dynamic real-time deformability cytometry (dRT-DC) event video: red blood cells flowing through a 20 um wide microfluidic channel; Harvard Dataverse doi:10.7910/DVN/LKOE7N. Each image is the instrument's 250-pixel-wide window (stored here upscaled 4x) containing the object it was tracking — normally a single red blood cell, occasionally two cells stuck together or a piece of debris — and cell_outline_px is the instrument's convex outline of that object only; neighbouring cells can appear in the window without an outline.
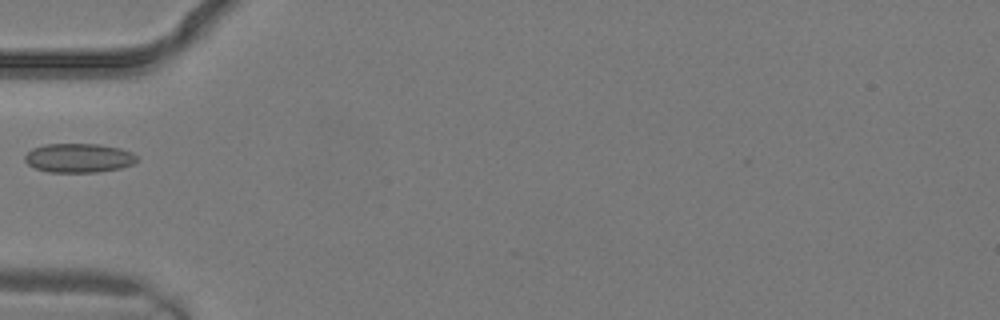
{"species": "common noctule bat (a hibernating species)", "species_latin": "Nyctalus noctula", "temperature_condition": "warm", "stored_images_in_passage": 2, "camera_frame_rate_fps": 3000, "um_per_image_px": 0.085, "animal": {"sex": "male", "body_mass_g": 19.2, "forearm_length_mm": 51.8}, "frame": {"image": 1, "passage_image": 2, "time_ms": 0.333, "image_size_px": [1000, 320], "cell_outline_px": [[136, 160], [132, 164], [120, 168], [96, 172], [48, 172], [36, 168], [28, 164], [24, 160], [24, 156], [32, 148], [44, 144], [100, 144], [120, 148], [132, 152], [136, 156]], "centroid_in_image_um": [6.67, 13.42], "position_along_channel_um": 78.3, "area_um2": 18.96}}